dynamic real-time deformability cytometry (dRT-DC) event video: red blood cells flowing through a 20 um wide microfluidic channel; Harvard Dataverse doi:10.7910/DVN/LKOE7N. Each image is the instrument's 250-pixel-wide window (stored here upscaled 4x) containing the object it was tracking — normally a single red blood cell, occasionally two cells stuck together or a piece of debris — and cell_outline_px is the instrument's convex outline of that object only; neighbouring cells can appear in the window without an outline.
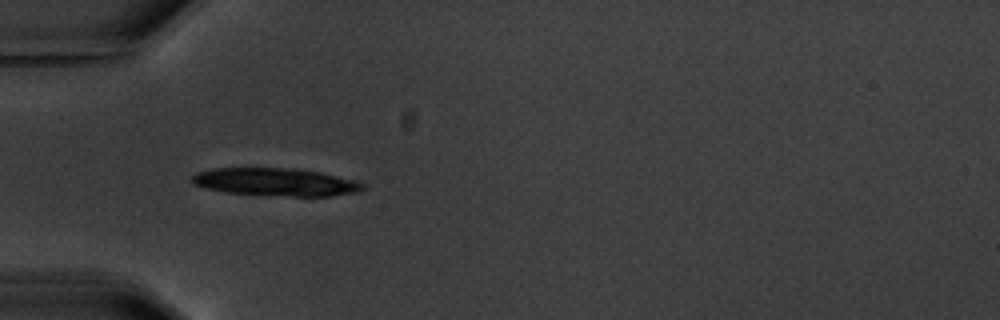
{"species": "common noctule bat (a hibernating species)", "species_latin": "Nyctalus noctula", "temperature_condition": "warm", "stored_images_in_passage": 7, "camera_frame_rate_fps": 3000, "um_per_image_px": 0.085, "animal": {"sex": "male", "body_mass_g": 20.1, "forearm_length_mm": 53.5}, "frame": {"image": 1, "passage_image": 5, "time_ms": 4.667, "image_size_px": [1000, 320], "cell_outline_px": [[364, 188], [360, 192], [332, 196], [292, 196], [224, 192], [192, 184], [192, 176], [196, 172], [212, 168], [296, 168], [320, 172], [356, 180], [364, 184]], "centroid_in_image_um": [23.46, 15.46], "position_along_channel_um": 61.5, "area_um2": 27.74}}